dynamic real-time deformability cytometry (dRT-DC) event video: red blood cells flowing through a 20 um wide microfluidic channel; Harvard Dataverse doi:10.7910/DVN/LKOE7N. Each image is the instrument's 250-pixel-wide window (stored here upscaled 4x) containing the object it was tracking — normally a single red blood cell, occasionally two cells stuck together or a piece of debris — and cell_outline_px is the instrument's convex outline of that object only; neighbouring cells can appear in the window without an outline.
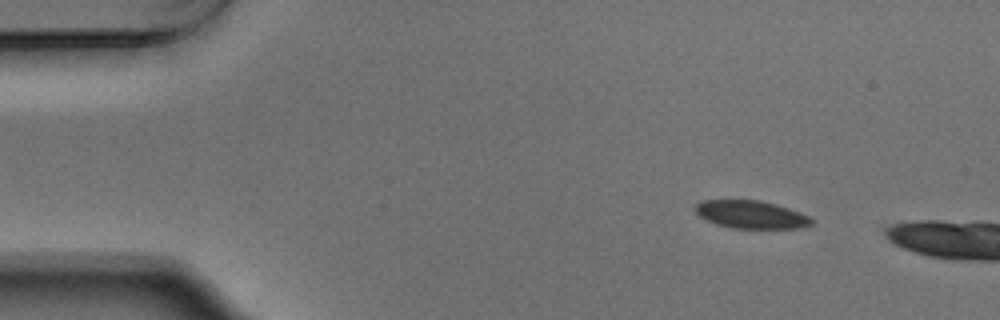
{"species": "Egyptian fruit bat (a non-hibernating species)", "species_latin": "Rousettus aegyptiacus", "temperature_condition": "warm", "stored_images_in_passage": 10, "camera_frame_rate_fps": 3000, "um_per_image_px": 0.085, "animal": {"sex": "male"}, "frame": {"image": 1, "passage_image": 6, "time_ms": 1.667, "image_size_px": [1000, 320], "cell_outline_px": [[812, 224], [800, 228], [732, 228], [716, 224], [700, 216], [696, 212], [696, 204], [700, 200], [760, 200], [776, 204], [800, 212], [808, 216], [812, 220]], "centroid_in_image_um": [63.84, 18.23], "position_along_channel_um": 21.2, "area_um2": 18.73}}